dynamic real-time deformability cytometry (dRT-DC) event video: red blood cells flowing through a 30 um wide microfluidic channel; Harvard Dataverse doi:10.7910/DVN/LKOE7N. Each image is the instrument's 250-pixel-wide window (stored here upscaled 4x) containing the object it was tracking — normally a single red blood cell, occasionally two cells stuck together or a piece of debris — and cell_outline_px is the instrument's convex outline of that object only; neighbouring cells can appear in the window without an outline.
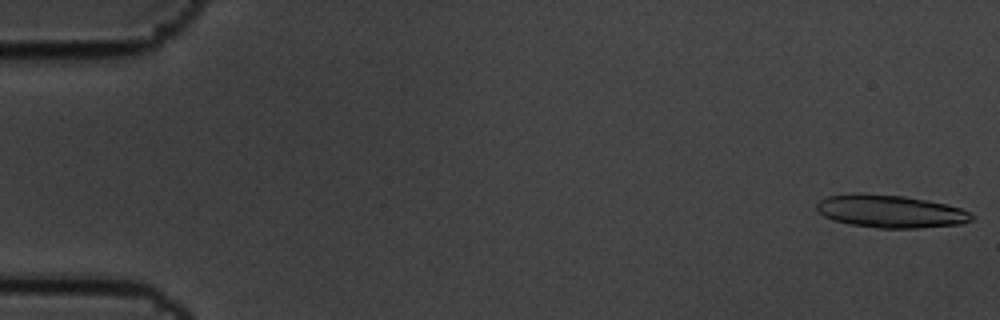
{"species": "common noctule bat (a hibernating species)", "species_latin": "Nyctalus noctula", "temperature_condition": "cold", "stored_images_in_passage": 6, "camera_frame_rate_fps": 3000, "um_per_image_px": 0.085, "animal": {"sex": "male", "body_mass_g": 19.5, "forearm_length_mm": 54.6}, "frame": {"image": 1, "passage_image": 1, "time_ms": 0.0, "image_size_px": [1000, 320], "cell_outline_px": [[976, 216], [972, 220], [960, 224], [920, 228], [880, 228], [848, 224], [832, 220], [824, 216], [816, 208], [816, 204], [820, 200], [828, 196], [852, 192], [856, 192], [904, 196], [948, 204], [960, 208]], "centroid_in_image_um": [75.67, 17.95], "position_along_channel_um": 9.3, "area_um2": 29.82}}